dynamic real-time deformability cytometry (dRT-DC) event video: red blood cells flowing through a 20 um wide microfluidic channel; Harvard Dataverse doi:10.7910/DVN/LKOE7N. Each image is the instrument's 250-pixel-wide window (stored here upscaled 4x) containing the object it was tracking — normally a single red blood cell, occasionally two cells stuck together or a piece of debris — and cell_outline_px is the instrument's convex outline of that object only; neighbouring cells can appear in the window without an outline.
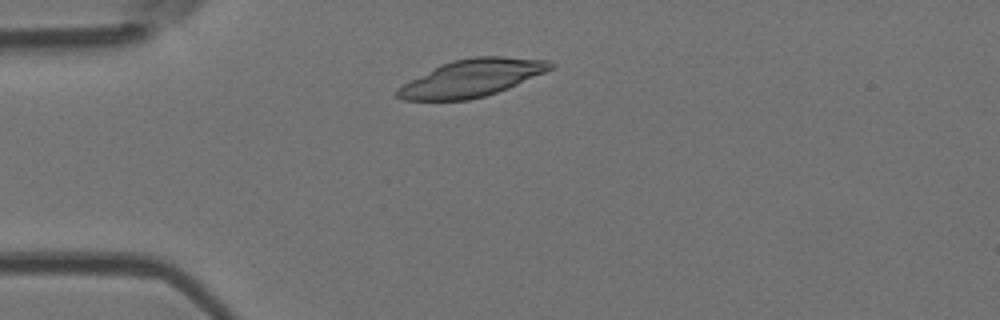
{"species": "Egyptian fruit bat (a non-hibernating species)", "species_latin": "Rousettus aegyptiacus", "temperature_condition": "room temperature", "stored_images_in_passage": 46, "camera_frame_rate_fps": 3000, "um_per_image_px": 0.085, "animal": {"sex": "female"}, "frame": {"image": 1, "passage_image": 7, "time_ms": 2.0, "image_size_px": [1000, 320], "cell_outline_px": [[556, 64], [552, 68], [544, 72], [508, 88], [484, 96], [468, 100], [404, 100], [396, 96], [396, 88], [440, 64], [452, 60], [476, 56], [504, 56], [548, 60]], "centroid_in_image_um": [40.1, 6.62], "position_along_channel_um": 44.9, "area_um2": 33.0}}
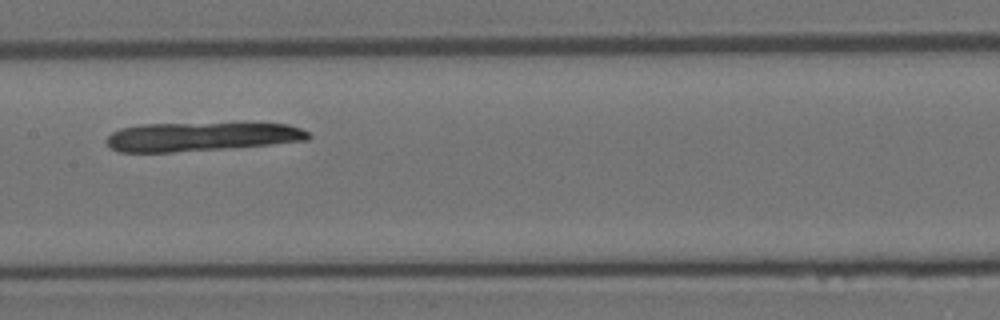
{"frame": {"image": 2, "passage_image": 20, "time_ms": 6.333, "image_size_px": [1000, 320], "cell_outline_px": [[312, 136], [308, 140], [268, 144], [224, 148], [172, 152], [120, 152], [112, 148], [104, 140], [112, 132], [120, 128], [140, 124], [240, 120], [288, 124], [300, 128], [308, 132]], "centroid_in_image_um": [17.16, 11.55], "position_along_channel_um": 190.2, "area_um2": 35.55}}
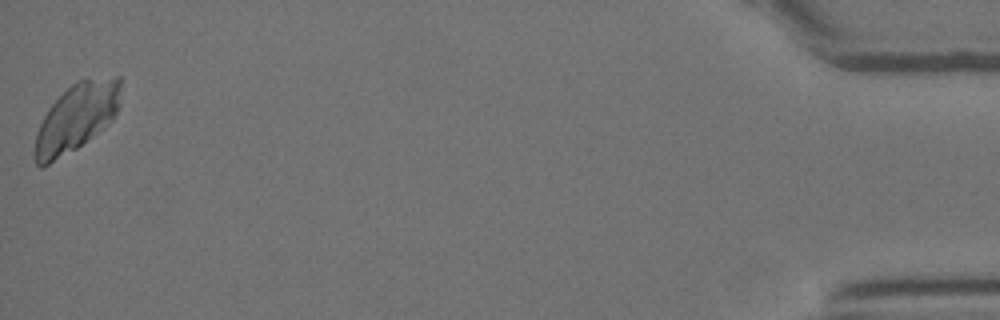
{"frame": {"image": 3, "passage_image": 46, "time_ms": 15.0, "image_size_px": [1000, 320], "cell_outline_px": [[120, 88], [116, 112], [112, 120], [108, 124], [76, 148], [44, 168], [40, 168], [36, 164], [32, 152], [36, 132], [48, 108], [76, 80], [116, 76], [120, 76]], "centroid_in_image_um": [6.43, 10.02], "position_along_channel_um": 428.8, "area_um2": 33.7}}